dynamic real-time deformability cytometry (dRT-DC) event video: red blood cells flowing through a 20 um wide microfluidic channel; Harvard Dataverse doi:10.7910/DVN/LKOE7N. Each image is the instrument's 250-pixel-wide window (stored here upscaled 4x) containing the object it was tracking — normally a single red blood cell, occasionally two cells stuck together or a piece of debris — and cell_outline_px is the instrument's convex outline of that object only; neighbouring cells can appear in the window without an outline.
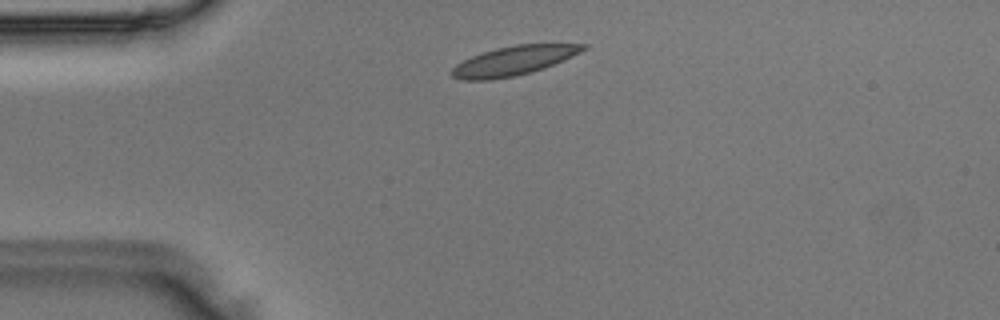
{"species": "Egyptian fruit bat (a non-hibernating species)", "species_latin": "Rousettus aegyptiacus", "temperature_condition": "room temperature", "stored_images_in_passage": 41, "camera_frame_rate_fps": 3000, "um_per_image_px": 0.085, "animal": {"sex": "male"}, "frame": {"image": 1, "passage_image": 4, "time_ms": 1.0, "image_size_px": [1000, 320], "cell_outline_px": [[588, 48], [564, 60], [544, 68], [512, 76], [488, 80], [464, 80], [452, 76], [452, 68], [456, 64], [472, 56], [496, 48], [516, 44], [588, 44]], "centroid_in_image_um": [43.68, 5.15], "position_along_channel_um": 41.3, "area_um2": 22.02}}
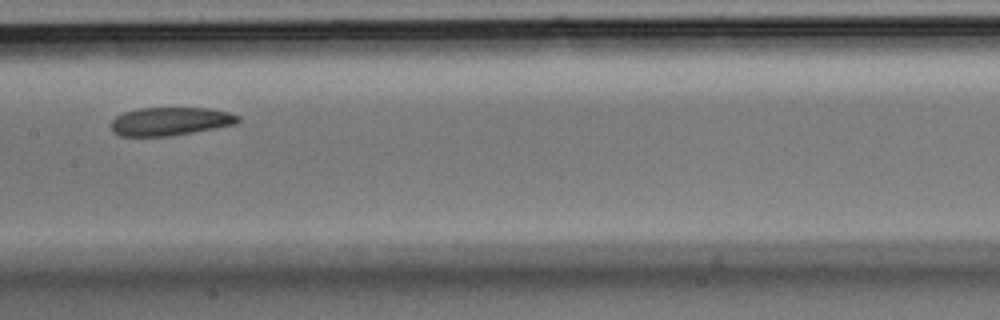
{"frame": {"image": 2, "passage_image": 17, "time_ms": 5.333, "image_size_px": [1000, 320], "cell_outline_px": [[240, 120], [236, 124], [192, 132], [168, 136], [120, 136], [112, 132], [112, 120], [116, 116], [124, 112], [136, 108], [212, 108], [228, 112], [240, 116]], "centroid_in_image_um": [14.46, 10.3], "position_along_channel_um": 192.9, "area_um2": 20.92}}
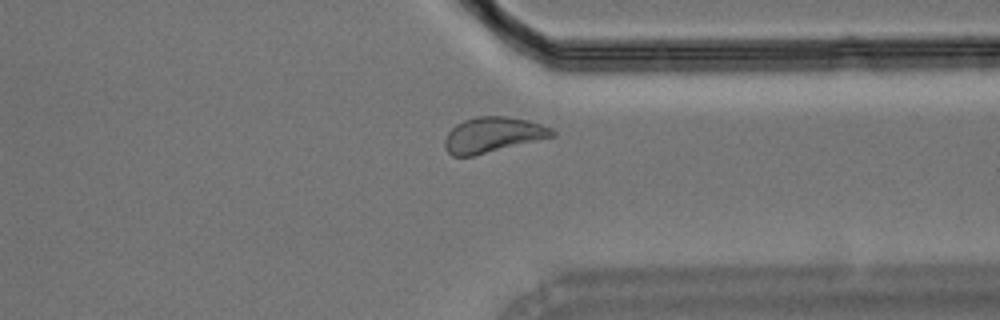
{"frame": {"image": 3, "passage_image": 30, "time_ms": 9.667, "image_size_px": [1000, 320], "cell_outline_px": [[556, 136], [472, 156], [452, 156], [444, 148], [444, 140], [448, 132], [456, 124], [464, 120], [476, 116], [508, 116], [528, 120], [552, 128], [556, 132]], "centroid_in_image_um": [41.89, 11.45], "position_along_channel_um": 369.5, "area_um2": 22.2}}